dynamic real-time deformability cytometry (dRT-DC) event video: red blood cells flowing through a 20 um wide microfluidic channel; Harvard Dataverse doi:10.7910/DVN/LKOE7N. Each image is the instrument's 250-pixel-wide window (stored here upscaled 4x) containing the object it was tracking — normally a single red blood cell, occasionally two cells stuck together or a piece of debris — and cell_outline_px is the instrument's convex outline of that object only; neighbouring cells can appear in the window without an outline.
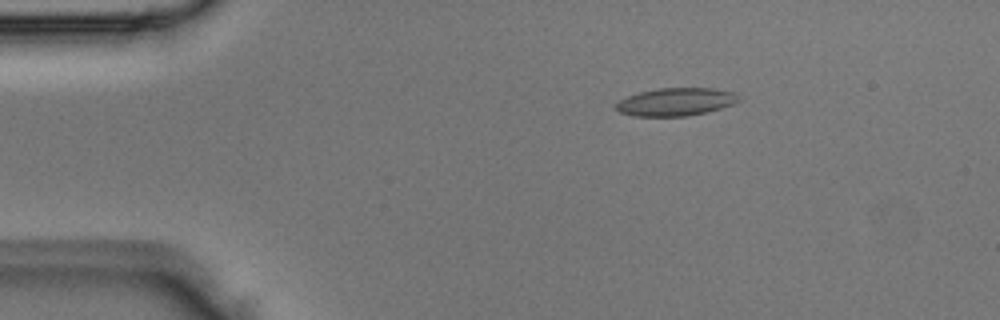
{"species": "Egyptian fruit bat (a non-hibernating species)", "species_latin": "Rousettus aegyptiacus", "temperature_condition": "room temperature", "stored_images_in_passage": 5, "camera_frame_rate_fps": 3000, "um_per_image_px": 0.085, "animal": {"sex": "male"}, "frame": {"image": 1, "passage_image": 3, "time_ms": 0.667, "image_size_px": [1000, 320], "cell_outline_px": [[740, 100], [732, 104], [720, 108], [704, 112], [684, 116], [632, 116], [620, 112], [616, 108], [616, 104], [620, 100], [628, 96], [640, 92], [656, 88], [716, 88], [732, 92]], "centroid_in_image_um": [57.41, 8.65], "position_along_channel_um": 27.6, "area_um2": 19.65}}